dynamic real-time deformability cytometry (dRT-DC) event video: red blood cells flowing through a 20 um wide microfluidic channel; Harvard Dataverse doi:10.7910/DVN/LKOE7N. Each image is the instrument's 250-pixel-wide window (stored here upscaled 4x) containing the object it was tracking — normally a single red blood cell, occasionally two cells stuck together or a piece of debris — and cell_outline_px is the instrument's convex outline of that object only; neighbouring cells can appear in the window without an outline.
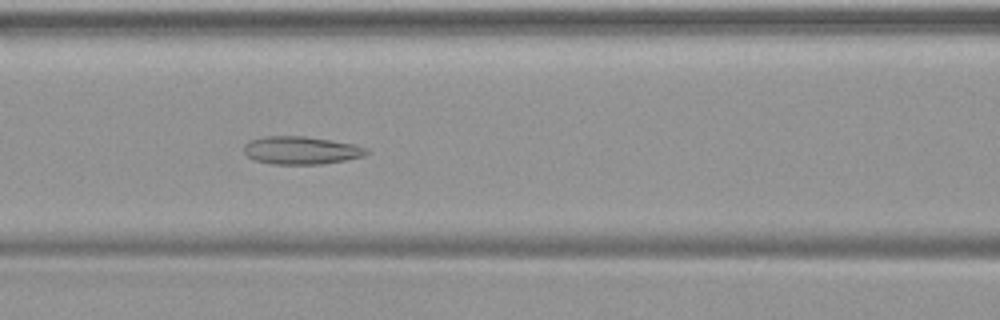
{"species": "common noctule bat (a hibernating species)", "species_latin": "Nyctalus noctula", "temperature_condition": "warm", "stored_images_in_passage": 35, "camera_frame_rate_fps": 3000, "um_per_image_px": 0.085, "animal": {"sex": "female", "body_mass_g": 19.9}, "frame": {"image": 1, "passage_image": 7, "time_ms": 2.0, "image_size_px": [1000, 320], "cell_outline_px": [[368, 152], [364, 156], [344, 160], [320, 164], [272, 164], [256, 160], [248, 156], [244, 152], [244, 144], [248, 140], [264, 136], [304, 136], [356, 144], [368, 148]], "centroid_in_image_um": [25.59, 12.77], "position_along_channel_um": 141.0, "area_um2": 19.94}}
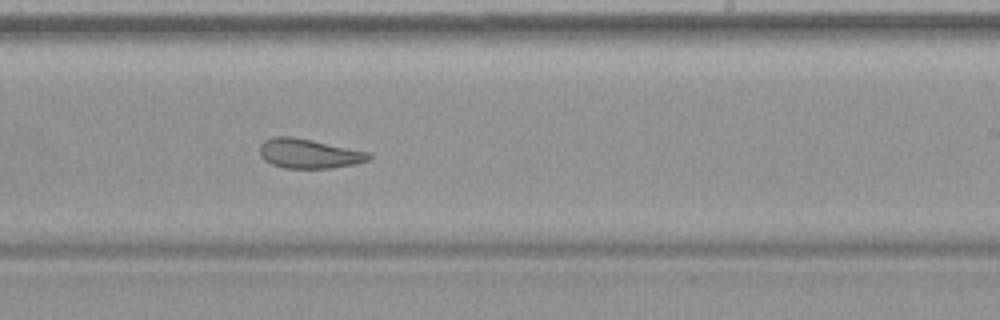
{"frame": {"image": 2, "passage_image": 16, "time_ms": 5.0, "image_size_px": [1000, 320], "cell_outline_px": [[372, 156], [368, 160], [356, 164], [332, 168], [284, 168], [272, 164], [264, 160], [260, 156], [260, 144], [264, 140], [276, 136], [292, 136], [312, 140], [368, 152]], "centroid_in_image_um": [26.23, 13.05], "position_along_channel_um": 262.8, "area_um2": 18.73}}
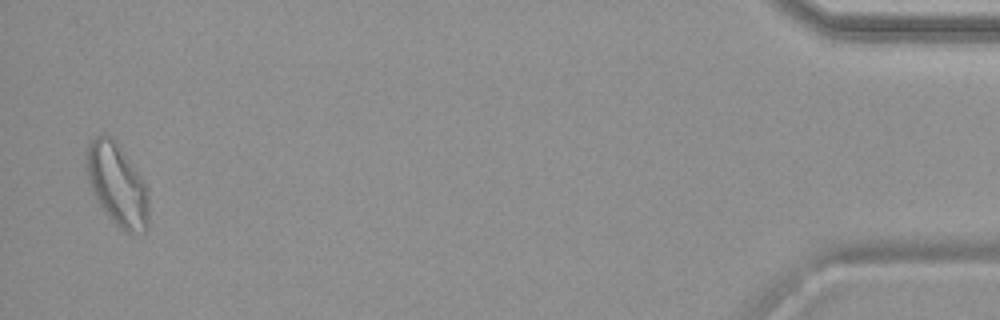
{"frame": {"image": 3, "passage_image": 34, "time_ms": 11.0, "image_size_px": [1000, 320], "cell_outline_px": [[148, 228], [144, 232], [128, 232], [120, 228], [112, 220], [96, 200], [92, 192], [88, 180], [88, 144], [96, 136], [104, 132], [112, 136], [116, 140], [144, 180], [148, 188]], "centroid_in_image_um": [9.99, 15.67], "position_along_channel_um": 425.2, "area_um2": 29.77}}